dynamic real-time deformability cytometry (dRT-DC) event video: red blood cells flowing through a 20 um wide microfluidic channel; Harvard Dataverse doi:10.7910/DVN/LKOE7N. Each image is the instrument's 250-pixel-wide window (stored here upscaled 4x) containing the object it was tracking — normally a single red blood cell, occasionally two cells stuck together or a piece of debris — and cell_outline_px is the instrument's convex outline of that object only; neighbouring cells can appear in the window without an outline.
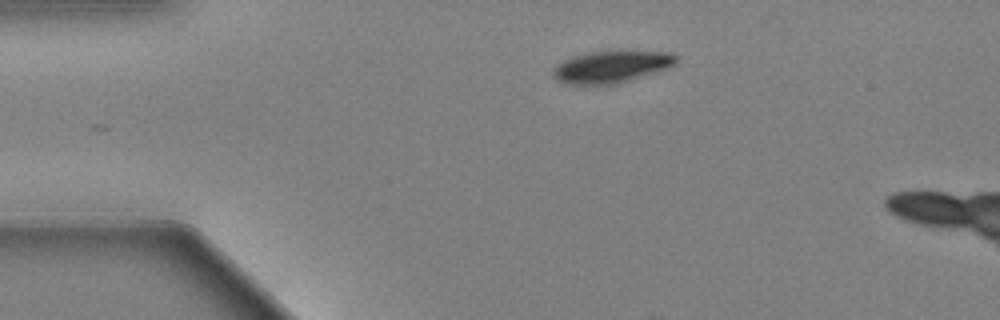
{"species": "Egyptian fruit bat (a non-hibernating species)", "species_latin": "Rousettus aegyptiacus", "temperature_condition": "warm", "stored_images_in_passage": 36, "camera_frame_rate_fps": 3000, "um_per_image_px": 0.085, "animal": {"sex": "female"}, "frame": {"image": 1, "passage_image": 1, "time_ms": 0.0, "image_size_px": [1000, 320], "cell_outline_px": [[676, 60], [668, 68], [616, 84], [596, 88], [564, 84], [556, 80], [552, 76], [552, 68], [564, 60], [576, 56], [592, 52], [668, 52], [676, 56]], "centroid_in_image_um": [51.84, 5.75], "position_along_channel_um": 33.2, "area_um2": 23.06}}
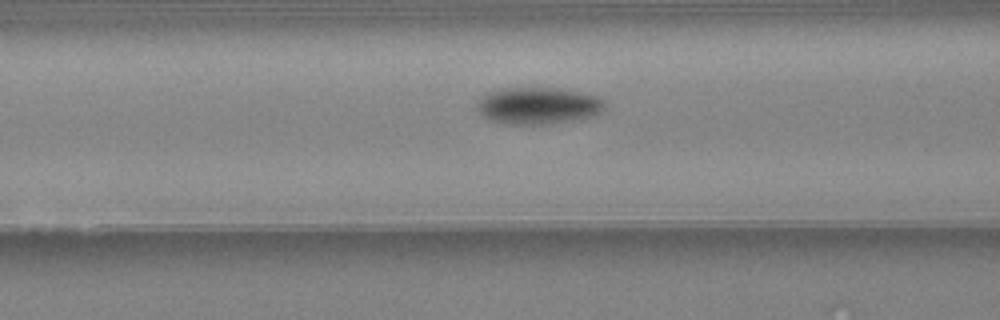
{"frame": {"image": 2, "passage_image": 12, "time_ms": 3.667, "image_size_px": [1000, 320], "cell_outline_px": [[604, 108], [600, 112], [588, 116], [568, 120], [540, 124], [504, 124], [488, 120], [476, 108], [476, 100], [488, 92], [500, 88], [560, 88], [584, 92], [596, 96], [604, 100]], "centroid_in_image_um": [45.66, 8.96], "position_along_channel_um": 120.9, "area_um2": 27.34}}
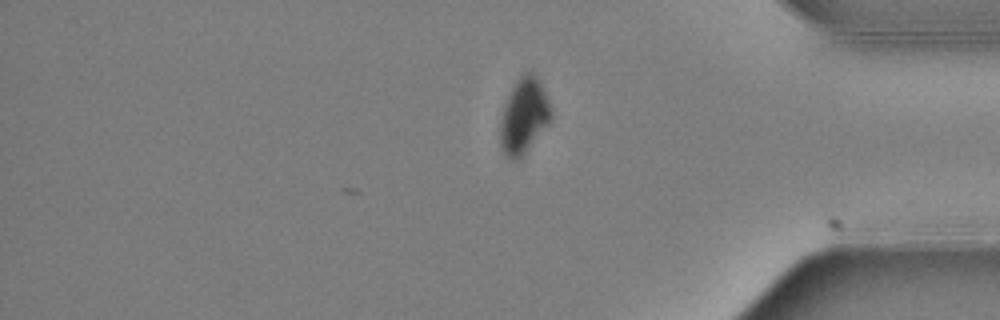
{"frame": {"image": 3, "passage_image": 36, "time_ms": 11.667, "image_size_px": [1000, 320], "cell_outline_px": [[552, 120], [524, 152], [516, 160], [508, 160], [500, 148], [500, 120], [508, 96], [516, 80], [524, 72], [532, 72], [536, 76], [552, 108]], "centroid_in_image_um": [44.52, 9.86], "position_along_channel_um": 390.7, "area_um2": 22.02}, "authors_computed_cell_mechanics": {"area_um2": 27.1082, "velocity_mm_per_s": 3.6303, "shape_relaxation_time_tau1_ms": 2.674, "shape_relaxation_time_tau2_ms": null, "deformation_change_tau1": 0.1546, "deformation_change_tau2": null}}